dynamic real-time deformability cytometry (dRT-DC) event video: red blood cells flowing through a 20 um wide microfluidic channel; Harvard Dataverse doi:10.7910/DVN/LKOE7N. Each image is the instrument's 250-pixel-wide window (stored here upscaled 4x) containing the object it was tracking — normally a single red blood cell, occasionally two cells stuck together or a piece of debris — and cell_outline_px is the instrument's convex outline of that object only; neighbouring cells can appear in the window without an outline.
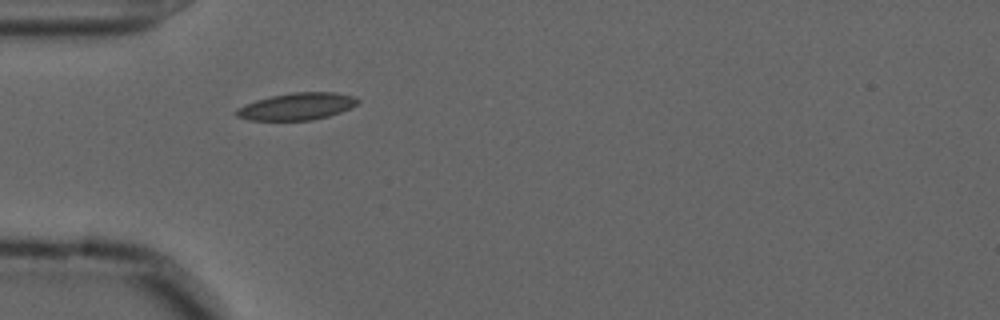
{"species": "common noctule bat (a hibernating species)", "species_latin": "Nyctalus noctula", "temperature_condition": "cold", "stored_images_in_passage": 40, "camera_frame_rate_fps": 3000, "um_per_image_px": 0.085, "animal": {"sex": "male", "forearm_length_mm": 52.5}, "frame": {"image": 1, "passage_image": 1, "time_ms": 0.0, "image_size_px": [1000, 320], "cell_outline_px": [[360, 100], [352, 108], [328, 116], [312, 120], [248, 120], [236, 116], [232, 112], [236, 108], [244, 104], [256, 100], [272, 96], [292, 92], [336, 92], [356, 96]], "centroid_in_image_um": [25.22, 9.04], "position_along_channel_um": 59.8, "area_um2": 19.36}}
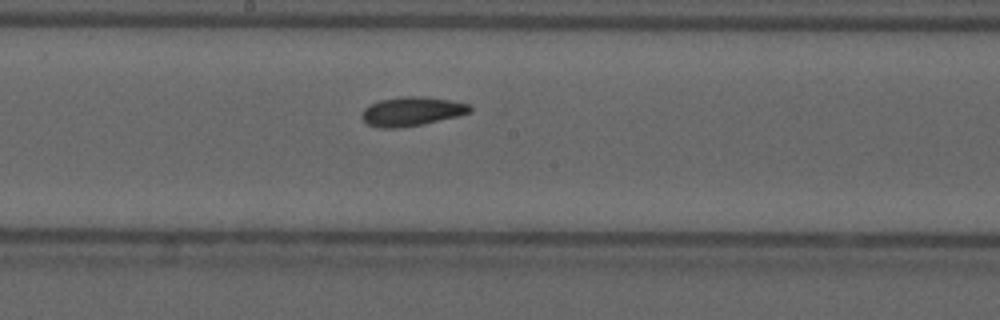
{"frame": {"image": 2, "passage_image": 14, "time_ms": 4.333, "image_size_px": [1000, 320], "cell_outline_px": [[472, 112], [456, 116], [420, 124], [400, 128], [380, 128], [368, 124], [360, 116], [364, 108], [380, 100], [400, 96], [420, 96], [452, 100], [468, 104], [472, 108]], "centroid_in_image_um": [34.98, 9.46], "position_along_channel_um": 213.2, "area_um2": 18.15}}
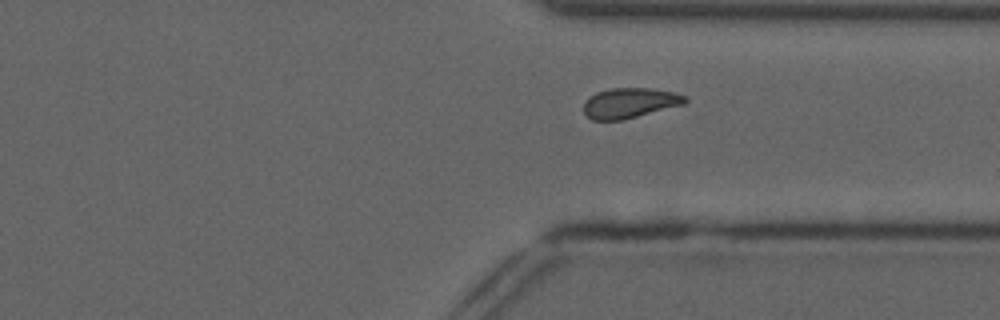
{"frame": {"image": 3, "passage_image": 26, "time_ms": 8.333, "image_size_px": [1000, 320], "cell_outline_px": [[688, 100], [684, 104], [620, 120], [592, 120], [584, 112], [584, 104], [596, 92], [612, 88], [648, 88], [672, 92], [688, 96]], "centroid_in_image_um": [53.55, 8.74], "position_along_channel_um": 357.9, "area_um2": 17.46}, "authors_computed_cell_mechanics": {"area_um2": 17.8602, "velocity_mm_per_s": 3.6265, "shape_relaxation_time_tau1_ms": null, "shape_relaxation_time_tau2_ms": 6.6456, "deformation_change_tau1": null, "deformation_change_tau2": 0.1194}}